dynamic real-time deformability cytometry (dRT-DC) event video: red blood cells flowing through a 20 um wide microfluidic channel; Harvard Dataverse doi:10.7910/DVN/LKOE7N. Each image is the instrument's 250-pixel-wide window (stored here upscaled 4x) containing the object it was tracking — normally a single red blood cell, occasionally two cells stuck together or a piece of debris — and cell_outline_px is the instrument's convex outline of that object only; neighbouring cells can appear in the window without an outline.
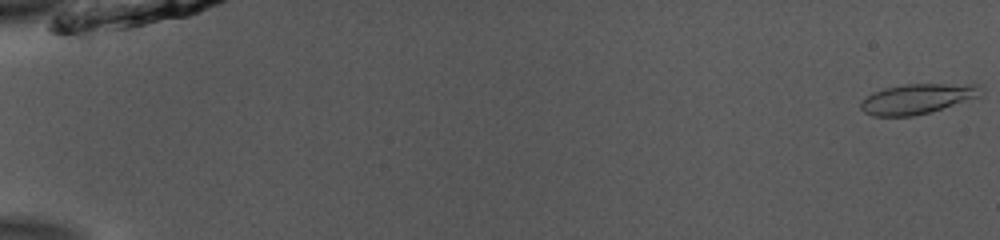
{"species": "common noctule bat (a hibernating species)", "species_latin": "Nyctalus noctula", "temperature_condition": "room temperature", "stored_images_in_passage": 53, "camera_frame_rate_fps": 3000, "um_per_image_px": 0.085, "animal": {"sex": "male", "body_mass_g": 13.0, "forearm_length_mm": 53.1}, "frame": {"image": 1, "passage_image": 1, "time_ms": 0.0, "image_size_px": [1000, 240], "cell_outline_px": [[984, 88], [976, 96], [928, 112], [912, 116], [872, 116], [864, 112], [860, 108], [860, 104], [872, 92], [884, 88], [904, 84], [976, 84]], "centroid_in_image_um": [77.89, 8.39], "position_along_channel_um": 7.1, "area_um2": 20.46}}
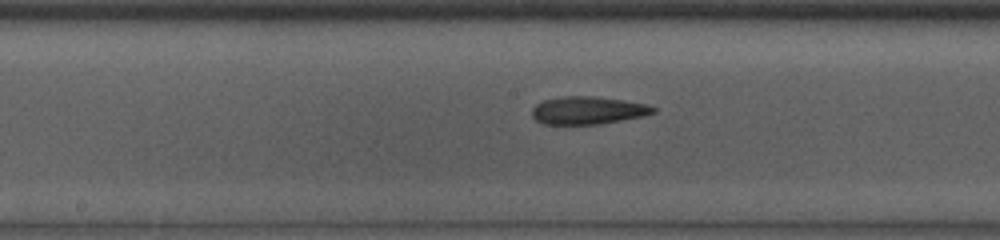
{"frame": {"image": 2, "passage_image": 29, "time_ms": 9.333, "image_size_px": [1000, 240], "cell_outline_px": [[656, 112], [640, 116], [600, 124], [544, 124], [536, 120], [532, 116], [532, 108], [536, 104], [544, 100], [564, 96], [592, 96], [624, 100], [644, 104], [656, 108]], "centroid_in_image_um": [49.93, 9.38], "position_along_channel_um": 198.3, "area_um2": 19.36}}
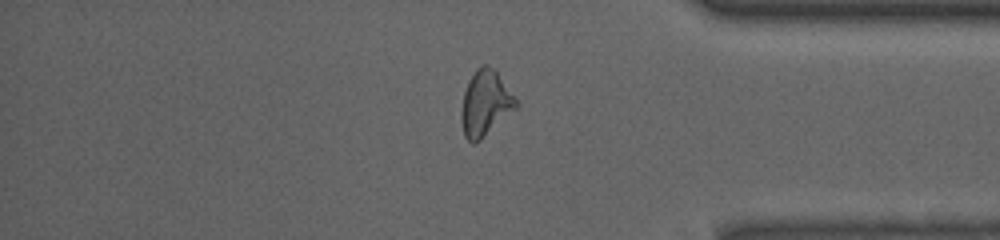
{"frame": {"image": 3, "passage_image": 45, "time_ms": 14.667, "image_size_px": [1000, 240], "cell_outline_px": [[520, 104], [516, 108], [480, 140], [472, 144], [464, 136], [460, 116], [460, 112], [464, 92], [468, 80], [476, 68], [484, 64], [492, 68], [496, 72]], "centroid_in_image_um": [41.22, 8.79], "position_along_channel_um": 394.0, "area_um2": 20.63}, "authors_computed_cell_mechanics": {"area_um2": 20.0566, "velocity_mm_per_s": 3.9091, "shape_relaxation_time_tau1_ms": 7.2723, "shape_relaxation_time_tau2_ms": 4.4396, "deformation_change_tau1": 0.2074, "deformation_change_tau2": 0.1651}}